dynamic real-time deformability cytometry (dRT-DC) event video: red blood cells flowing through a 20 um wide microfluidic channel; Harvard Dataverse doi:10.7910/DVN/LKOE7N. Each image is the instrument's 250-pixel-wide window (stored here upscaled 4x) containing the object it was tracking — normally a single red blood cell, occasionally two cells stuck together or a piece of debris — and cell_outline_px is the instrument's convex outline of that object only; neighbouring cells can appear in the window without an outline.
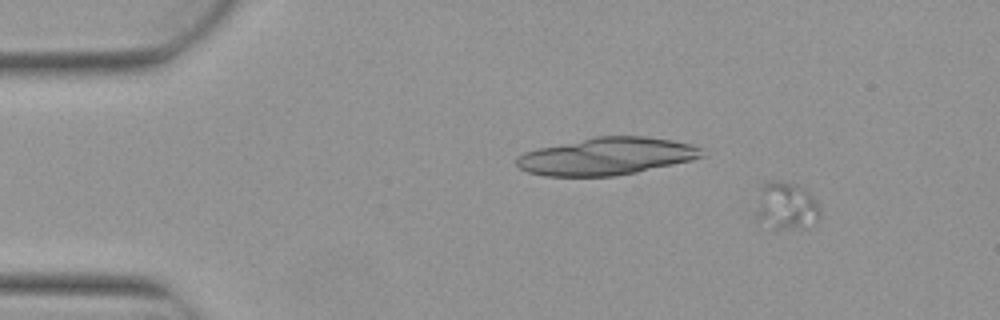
{"species": "Egyptian fruit bat (a non-hibernating species)", "species_latin": "Rousettus aegyptiacus", "temperature_condition": "warm", "stored_images_in_passage": 4, "camera_frame_rate_fps": 3000, "um_per_image_px": 0.085, "animal": {"sex": "female"}, "frame": {"image": 1, "passage_image": 1, "time_ms": 0.0, "image_size_px": [1000, 320], "cell_outline_px": [[820, 220], [816, 224], [804, 228], [776, 228], [756, 216], [756, 212], [760, 188], [764, 180], [780, 180], [796, 184], [804, 188], [820, 204]], "centroid_in_image_um": [66.89, 17.46], "position_along_channel_um": 18.1, "area_um2": 17.86}}
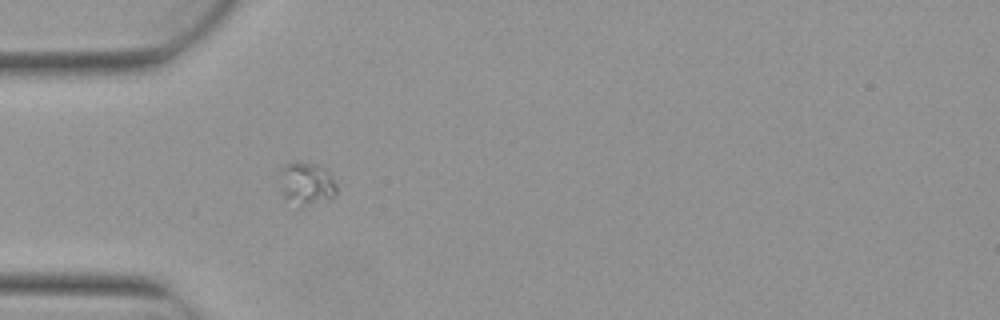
{"frame": {"image": 2, "passage_image": 4, "time_ms": 1.0, "image_size_px": [1000, 320], "cell_outline_px": [[336, 196], [300, 208], [284, 196], [284, 164], [296, 160], [320, 164], [328, 172], [336, 184]], "centroid_in_image_um": [26.14, 15.58], "position_along_channel_um": 58.9, "area_um2": 13.76}}